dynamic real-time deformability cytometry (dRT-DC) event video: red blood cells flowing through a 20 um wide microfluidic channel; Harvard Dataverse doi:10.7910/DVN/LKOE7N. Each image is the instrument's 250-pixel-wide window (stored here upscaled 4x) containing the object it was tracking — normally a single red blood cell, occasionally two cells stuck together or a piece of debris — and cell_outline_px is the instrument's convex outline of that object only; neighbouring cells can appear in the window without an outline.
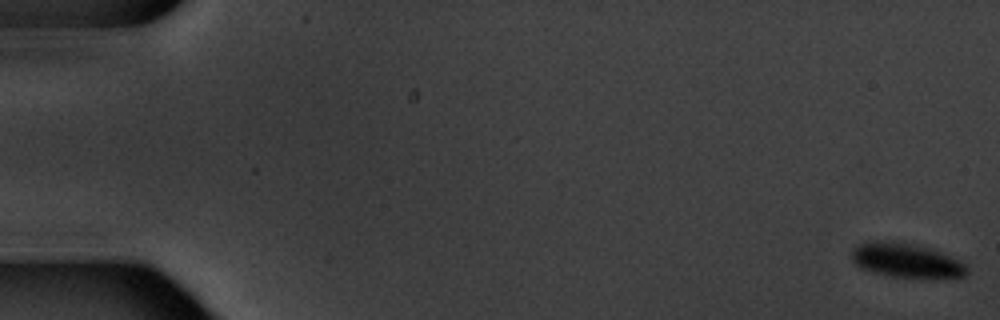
{"species": "common noctule bat (a hibernating species)", "species_latin": "Nyctalus noctula", "temperature_condition": "warm", "stored_images_in_passage": 6, "camera_frame_rate_fps": 3000, "um_per_image_px": 0.085, "animal": {"sex": "male", "body_mass_g": 20.1, "forearm_length_mm": 53.5}, "frame": {"image": 1, "passage_image": 1, "time_ms": 0.0, "image_size_px": [1000, 320], "cell_outline_px": [[968, 272], [964, 276], [936, 280], [924, 280], [892, 276], [860, 268], [852, 260], [852, 248], [856, 244], [876, 240], [892, 240], [928, 248], [940, 252], [960, 260], [968, 268]], "centroid_in_image_um": [77.06, 22.17], "position_along_channel_um": 7.9, "area_um2": 23.64}}
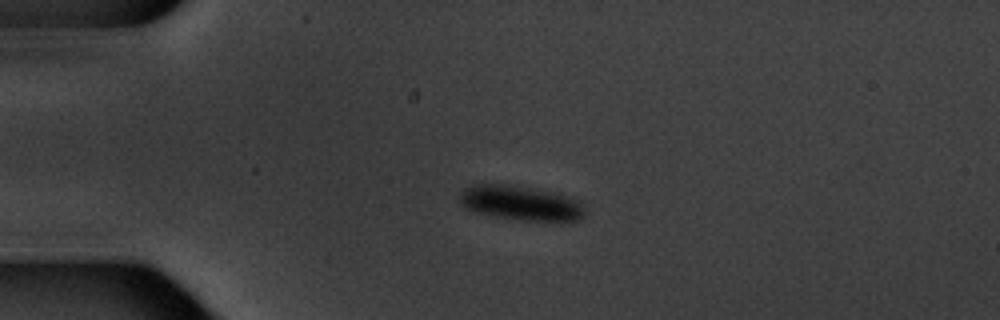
{"frame": {"image": 2, "passage_image": 5, "time_ms": 4.667, "image_size_px": [1000, 320], "cell_outline_px": [[584, 216], [576, 220], [516, 220], [492, 216], [472, 212], [464, 208], [460, 200], [460, 192], [464, 188], [476, 184], [504, 184], [552, 192], [576, 200], [584, 212]], "centroid_in_image_um": [44.14, 17.26], "position_along_channel_um": 40.9, "area_um2": 24.8}}